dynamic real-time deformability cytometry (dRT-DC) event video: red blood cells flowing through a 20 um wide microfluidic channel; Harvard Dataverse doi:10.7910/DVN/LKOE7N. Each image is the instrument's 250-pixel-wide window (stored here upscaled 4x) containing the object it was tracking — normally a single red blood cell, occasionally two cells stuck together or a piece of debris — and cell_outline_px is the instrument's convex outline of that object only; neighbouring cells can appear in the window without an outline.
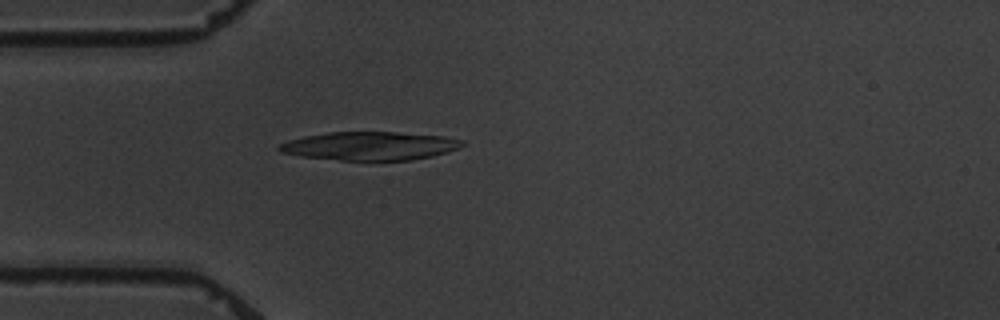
{"species": "common noctule bat (a hibernating species)", "species_latin": "Nyctalus noctula", "temperature_condition": "warm", "stored_images_in_passage": 4, "camera_frame_rate_fps": 3000, "um_per_image_px": 0.085, "animal": {"sex": "male", "body_mass_g": 19.5, "forearm_length_mm": 54.6}, "frame": {"image": 1, "passage_image": 4, "time_ms": 5.0, "image_size_px": [1000, 320], "cell_outline_px": [[468, 144], [460, 148], [448, 152], [432, 156], [408, 160], [340, 160], [300, 156], [280, 152], [276, 148], [280, 144], [288, 140], [304, 136], [328, 132], [396, 132], [444, 136], [464, 140]], "centroid_in_image_um": [31.47, 12.4], "position_along_channel_um": 53.5, "area_um2": 30.52}}